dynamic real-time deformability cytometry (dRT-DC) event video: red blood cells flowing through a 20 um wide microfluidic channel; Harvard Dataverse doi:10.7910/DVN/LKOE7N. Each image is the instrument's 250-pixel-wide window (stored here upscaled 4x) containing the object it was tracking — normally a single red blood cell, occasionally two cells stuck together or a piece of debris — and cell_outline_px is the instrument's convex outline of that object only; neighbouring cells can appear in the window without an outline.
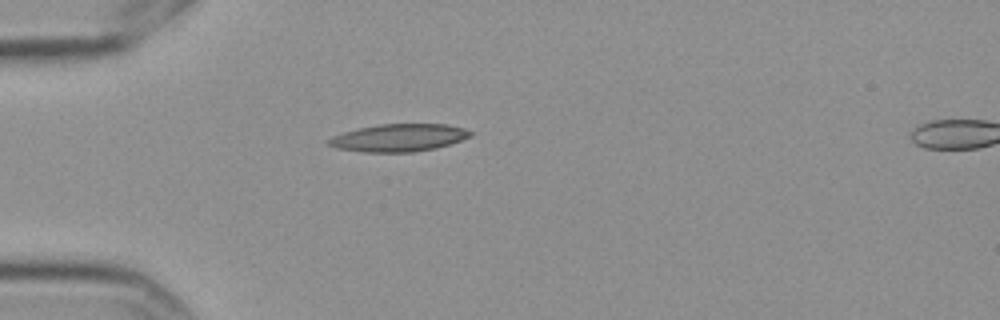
{"species": "Egyptian fruit bat (a non-hibernating species)", "species_latin": "Rousettus aegyptiacus", "temperature_condition": "cold", "stored_images_in_passage": 5, "camera_frame_rate_fps": 3000, "um_per_image_px": 0.085, "frame": {"image": 1, "passage_image": 2, "time_ms": 0.333, "image_size_px": [1000, 320], "cell_outline_px": [[472, 136], [436, 148], [412, 152], [364, 152], [336, 148], [328, 144], [328, 140], [332, 136], [344, 132], [360, 128], [380, 124], [448, 124], [464, 128], [472, 132]], "centroid_in_image_um": [33.91, 11.7], "position_along_channel_um": 51.1, "area_um2": 22.6}}
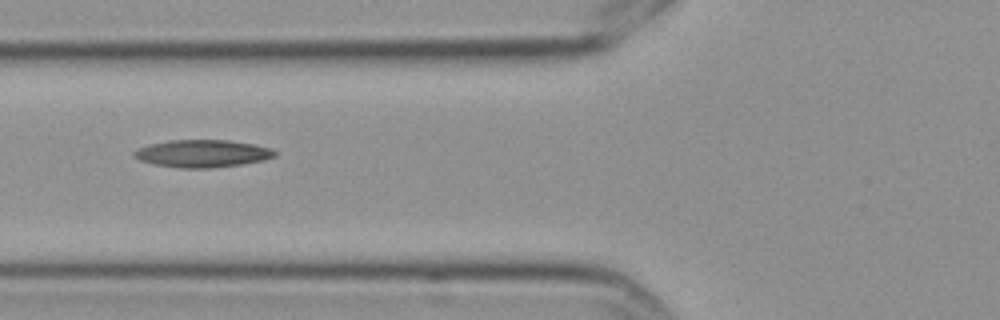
{"frame": {"image": 2, "passage_image": 4, "time_ms": 1.0, "image_size_px": [1000, 320], "cell_outline_px": [[276, 156], [264, 160], [240, 164], [212, 168], [180, 168], [152, 164], [140, 160], [132, 156], [132, 152], [136, 148], [148, 144], [168, 140], [228, 140], [252, 144], [272, 148], [276, 152]], "centroid_in_image_um": [17.15, 13.05], "position_along_channel_um": 108.6, "area_um2": 22.72}}
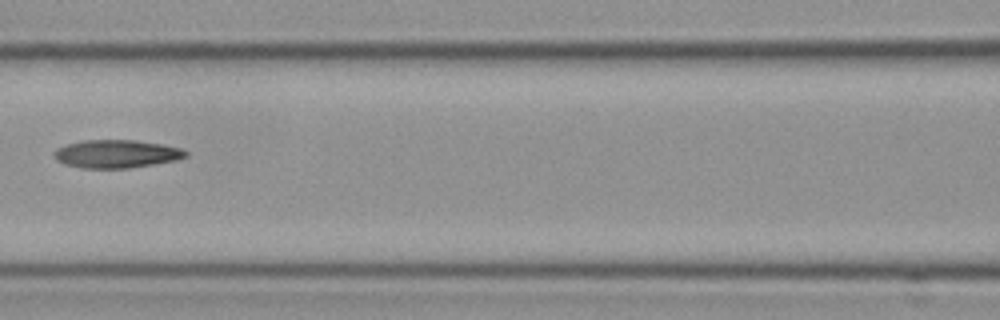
{"frame": {"image": 3, "passage_image": 5, "time_ms": 1.333, "image_size_px": [1000, 320], "cell_outline_px": [[188, 156], [176, 160], [128, 168], [80, 168], [64, 164], [56, 160], [52, 152], [56, 148], [68, 144], [84, 140], [136, 140], [164, 144], [180, 148], [188, 152]], "centroid_in_image_um": [9.88, 13.07], "position_along_channel_um": 156.7, "area_um2": 21.62}}